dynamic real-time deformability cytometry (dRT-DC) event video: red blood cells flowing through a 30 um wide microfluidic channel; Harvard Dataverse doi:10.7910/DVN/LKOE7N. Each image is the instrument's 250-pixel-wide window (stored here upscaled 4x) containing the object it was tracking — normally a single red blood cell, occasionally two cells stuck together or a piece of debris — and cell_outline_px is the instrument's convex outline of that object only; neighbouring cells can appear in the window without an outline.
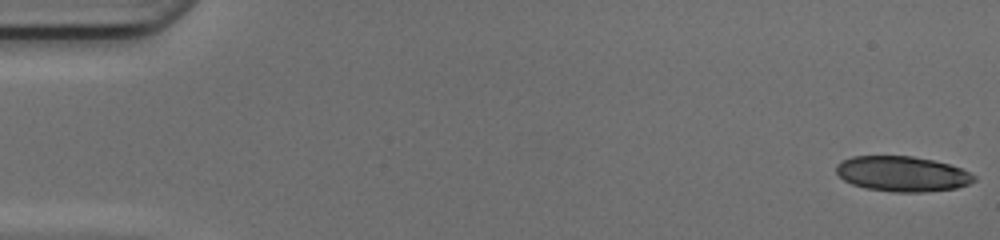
{"species": "common noctule bat (a hibernating species)", "species_latin": "Nyctalus noctula", "temperature_condition": "cold", "stored_images_in_passage": 50, "camera_frame_rate_fps": 3000, "um_per_image_px": 0.085, "animal": {"sex": "female", "body_mass_g": 17.0, "forearm_length_mm": 48.0}, "frame": {"image": 1, "passage_image": 1, "time_ms": 0.0, "image_size_px": [1000, 240], "cell_outline_px": [[976, 180], [968, 184], [956, 188], [924, 192], [892, 192], [864, 188], [852, 184], [844, 180], [836, 172], [836, 164], [840, 160], [852, 156], [912, 156], [932, 160], [948, 164], [960, 168], [976, 176]], "centroid_in_image_um": [76.66, 14.78], "position_along_channel_um": 8.3, "area_um2": 28.38}}
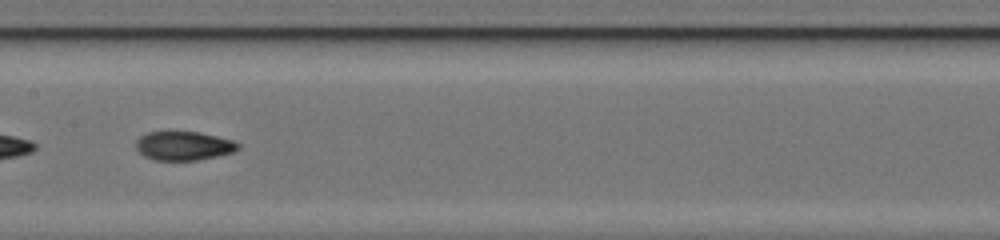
{"frame": {"image": 2, "passage_image": 26, "time_ms": 8.333, "image_size_px": [1000, 240], "cell_outline_px": [[240, 148], [232, 152], [220, 156], [196, 160], [152, 160], [144, 156], [136, 148], [136, 140], [140, 136], [148, 132], [200, 132], [232, 140], [240, 144]], "centroid_in_image_um": [15.62, 12.4], "position_along_channel_um": 191.8, "area_um2": 17.22}}
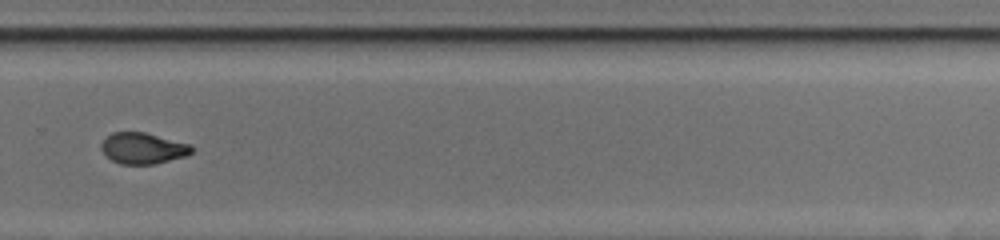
{"frame": {"image": 3, "passage_image": 35, "time_ms": 11.333, "image_size_px": [1000, 240], "cell_outline_px": [[196, 148], [188, 156], [156, 164], [120, 164], [104, 156], [100, 148], [100, 144], [112, 132], [144, 132], [192, 144]], "centroid_in_image_um": [12.18, 12.61], "position_along_channel_um": 317.6, "area_um2": 16.76}, "authors_computed_cell_mechanics": {"area_um2": 17.4556, "velocity_mm_per_s": 4.2134, "shape_relaxation_time_tau1_ms": null, "shape_relaxation_time_tau2_ms": 1.7918, "deformation_change_tau1": null, "deformation_change_tau2": 0.0707}}